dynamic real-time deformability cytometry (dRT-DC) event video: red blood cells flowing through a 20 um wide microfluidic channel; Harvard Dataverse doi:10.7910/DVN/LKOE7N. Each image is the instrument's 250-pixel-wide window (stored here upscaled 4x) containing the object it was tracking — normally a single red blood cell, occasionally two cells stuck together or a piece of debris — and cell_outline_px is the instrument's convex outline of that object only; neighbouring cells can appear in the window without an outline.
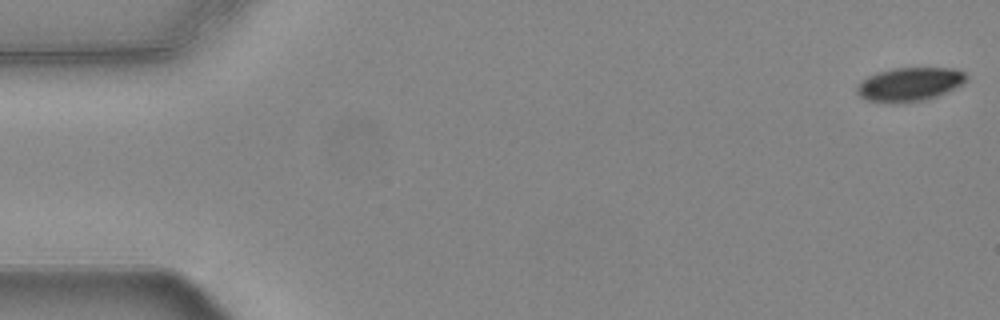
{"species": "common noctule bat (a hibernating species)", "species_latin": "Nyctalus noctula", "temperature_condition": "warm", "stored_images_in_passage": 55, "camera_frame_rate_fps": 3000, "um_per_image_px": 0.085, "animal": {"sex": "female", "body_mass_g": 24.6, "forearm_length_mm": 56.2}, "frame": {"image": 1, "passage_image": 1, "time_ms": 0.0, "image_size_px": [1000, 320], "cell_outline_px": [[968, 80], [964, 84], [936, 96], [924, 100], [888, 104], [864, 100], [856, 92], [856, 84], [860, 80], [868, 76], [880, 72], [896, 68], [952, 68], [964, 72], [968, 76]], "centroid_in_image_um": [77.28, 7.18], "position_along_channel_um": 7.7, "area_um2": 21.73}}
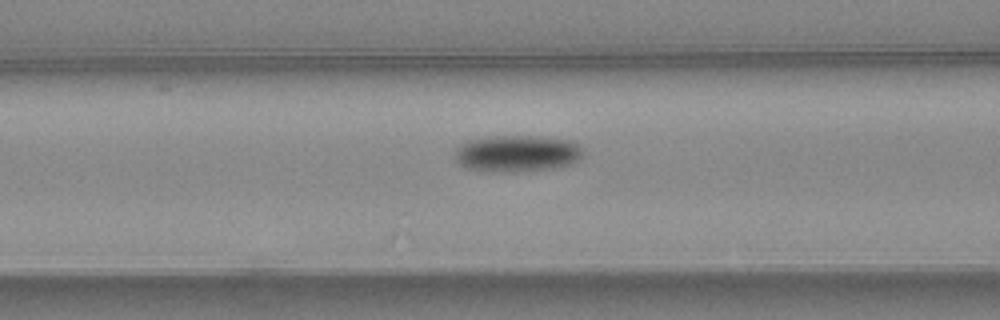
{"frame": {"image": 2, "passage_image": 22, "time_ms": 7.0, "image_size_px": [1000, 320], "cell_outline_px": [[584, 156], [580, 160], [572, 164], [552, 168], [520, 172], [488, 172], [468, 168], [460, 164], [456, 160], [452, 152], [460, 144], [468, 140], [492, 136], [540, 136], [568, 140], [584, 148]], "centroid_in_image_um": [43.95, 13.05], "position_along_channel_um": 122.6, "area_um2": 27.92}}
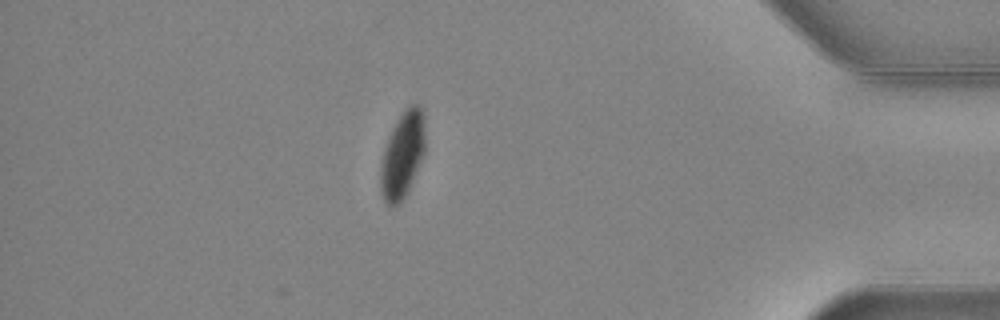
{"frame": {"image": 3, "passage_image": 48, "time_ms": 15.667, "image_size_px": [1000, 320], "cell_outline_px": [[424, 152], [408, 192], [404, 200], [392, 208], [384, 200], [380, 192], [380, 160], [384, 148], [392, 128], [396, 120], [404, 108], [408, 104], [420, 104], [424, 116]], "centroid_in_image_um": [34.19, 13.17], "position_along_channel_um": 401.0, "area_um2": 22.83}, "authors_computed_cell_mechanics": {"area_um2": 24.1026, "velocity_mm_per_s": 3.7247, "shape_relaxation_time_tau1_ms": 3.356, "shape_relaxation_time_tau2_ms": 5.7797, "deformation_change_tau1": 0.1453, "deformation_change_tau2": 0.0578}}